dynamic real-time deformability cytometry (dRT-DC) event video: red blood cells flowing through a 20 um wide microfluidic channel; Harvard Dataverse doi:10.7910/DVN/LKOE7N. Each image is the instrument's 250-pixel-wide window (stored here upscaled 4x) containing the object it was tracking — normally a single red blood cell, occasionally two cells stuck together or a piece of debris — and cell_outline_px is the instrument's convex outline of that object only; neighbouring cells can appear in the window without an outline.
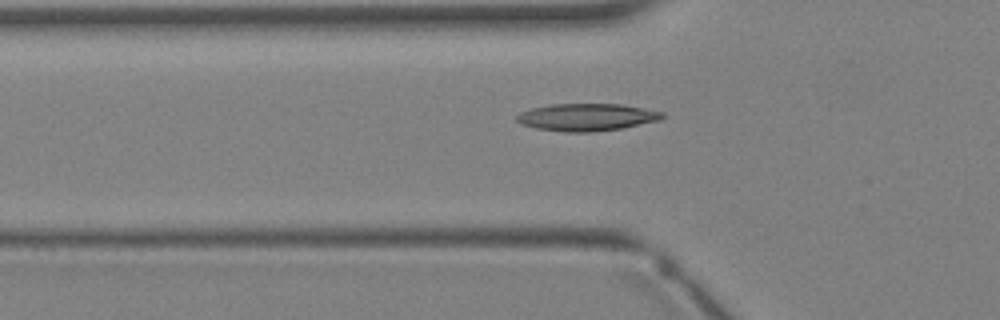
{"species": "Egyptian fruit bat (a non-hibernating species)", "species_latin": "Rousettus aegyptiacus", "temperature_condition": "warm", "stored_images_in_passage": 2, "camera_frame_rate_fps": 3000, "um_per_image_px": 0.085, "animal": {"sex": "female"}, "frame": {"image": 1, "passage_image": 2, "time_ms": 1.0, "image_size_px": [1000, 320], "cell_outline_px": [[664, 116], [660, 120], [624, 128], [592, 132], [564, 132], [536, 128], [520, 124], [516, 120], [516, 116], [520, 112], [532, 108], [552, 104], [620, 104], [644, 108], [664, 112]], "centroid_in_image_um": [49.88, 9.96], "position_along_channel_um": 75.9, "area_um2": 23.29}}